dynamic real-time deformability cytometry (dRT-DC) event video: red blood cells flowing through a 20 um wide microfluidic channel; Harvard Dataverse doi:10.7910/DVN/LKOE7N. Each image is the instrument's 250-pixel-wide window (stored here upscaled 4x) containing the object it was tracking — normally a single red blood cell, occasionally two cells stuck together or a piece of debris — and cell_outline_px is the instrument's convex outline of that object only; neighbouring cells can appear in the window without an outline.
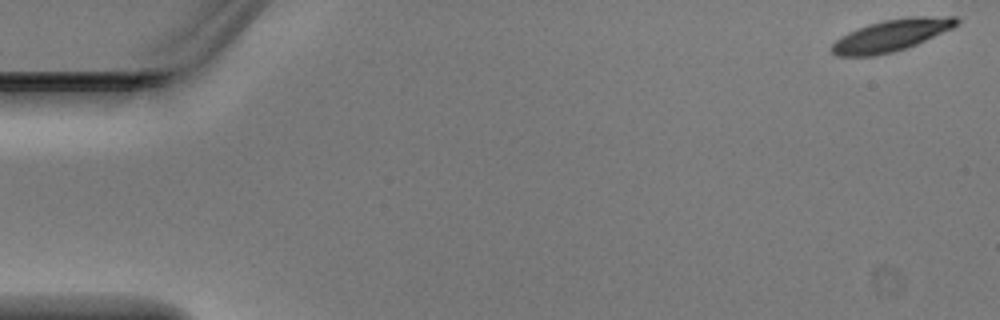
{"species": "Egyptian fruit bat (a non-hibernating species)", "species_latin": "Rousettus aegyptiacus", "temperature_condition": "warm", "stored_images_in_passage": 6, "camera_frame_rate_fps": 3000, "um_per_image_px": 0.085, "animal": {"sex": "male"}, "frame": {"image": 1, "passage_image": 1, "time_ms": 0.0, "image_size_px": [1000, 320], "cell_outline_px": [[960, 20], [952, 28], [908, 48], [876, 56], [836, 56], [832, 52], [832, 44], [836, 40], [848, 32], [868, 24], [884, 20], [912, 16], [956, 16]], "centroid_in_image_um": [75.77, 3.0], "position_along_channel_um": 9.2, "area_um2": 23.06}}
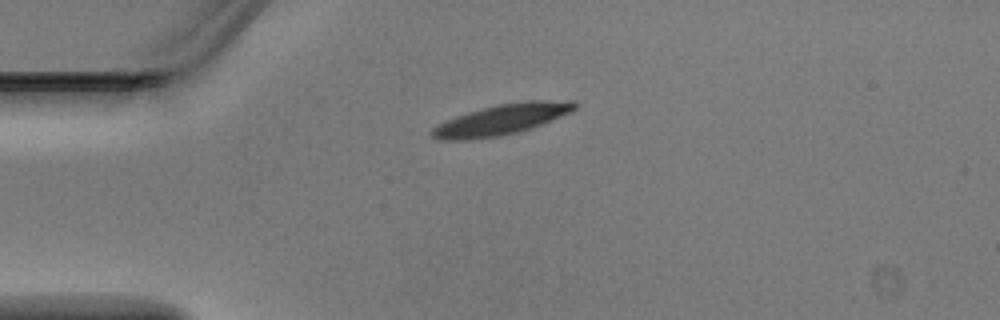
{"frame": {"image": 2, "passage_image": 4, "time_ms": 1.0, "image_size_px": [1000, 320], "cell_outline_px": [[580, 104], [572, 112], [532, 128], [520, 132], [500, 136], [468, 140], [440, 140], [432, 136], [428, 132], [432, 128], [456, 116], [468, 112], [496, 104], [532, 100], [576, 100]], "centroid_in_image_um": [42.7, 10.15], "position_along_channel_um": 42.3, "area_um2": 25.72}}
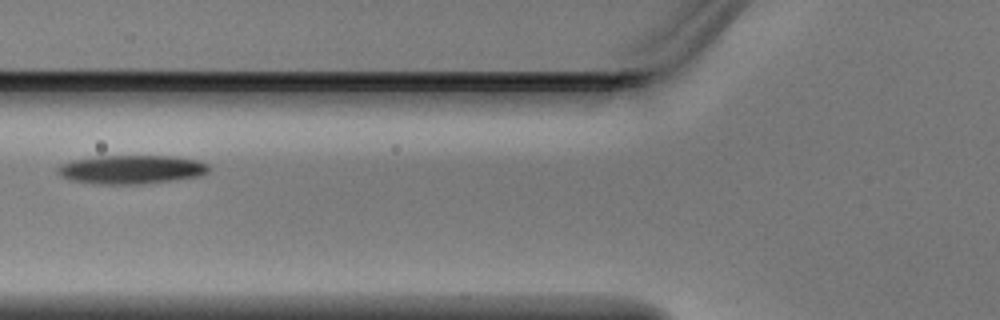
{"frame": {"image": 3, "passage_image": 6, "time_ms": 1.667, "image_size_px": [1000, 320], "cell_outline_px": [[208, 172], [204, 176], [140, 184], [100, 184], [68, 180], [56, 172], [56, 168], [60, 164], [72, 160], [96, 156], [176, 156], [196, 160], [208, 164]], "centroid_in_image_um": [11.15, 14.4], "position_along_channel_um": 114.6, "area_um2": 25.49}}